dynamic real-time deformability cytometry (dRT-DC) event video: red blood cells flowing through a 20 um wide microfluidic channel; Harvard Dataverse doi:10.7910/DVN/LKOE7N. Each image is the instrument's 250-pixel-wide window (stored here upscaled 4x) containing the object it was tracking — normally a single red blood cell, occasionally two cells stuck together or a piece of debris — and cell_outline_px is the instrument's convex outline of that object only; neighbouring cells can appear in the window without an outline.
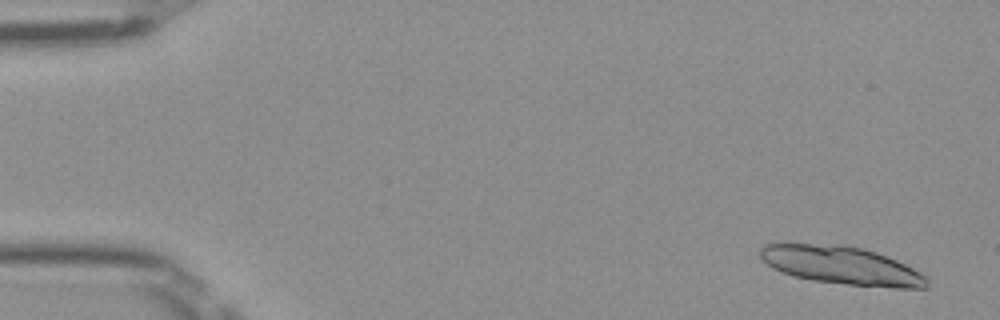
{"species": "Egyptian fruit bat (a non-hibernating species)", "species_latin": "Rousettus aegyptiacus", "temperature_condition": "room temperature", "stored_images_in_passage": 33, "camera_frame_rate_fps": 3000, "um_per_image_px": 0.085, "frame": {"image": 1, "passage_image": 3, "time_ms": 0.667, "image_size_px": [1000, 320], "cell_outline_px": [[928, 288], [896, 288], [848, 284], [812, 280], [796, 276], [772, 268], [760, 256], [760, 248], [764, 244], [784, 240], [788, 240], [840, 244], [864, 248], [876, 252], [896, 260], [928, 276]], "centroid_in_image_um": [71.46, 22.5], "position_along_channel_um": 13.5, "area_um2": 37.92}}
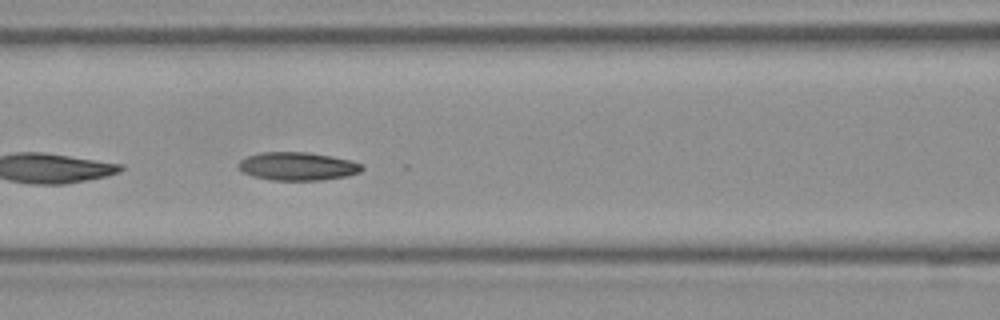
{"frame": {"image": 2, "passage_image": 23, "time_ms": 7.333, "image_size_px": [1000, 320], "cell_outline_px": [[364, 168], [360, 172], [348, 176], [320, 180], [272, 180], [252, 176], [244, 172], [240, 168], [240, 160], [248, 156], [260, 152], [308, 152], [332, 156], [352, 160], [364, 164]], "centroid_in_image_um": [25.36, 14.13], "position_along_channel_um": 141.2, "area_um2": 20.35}}
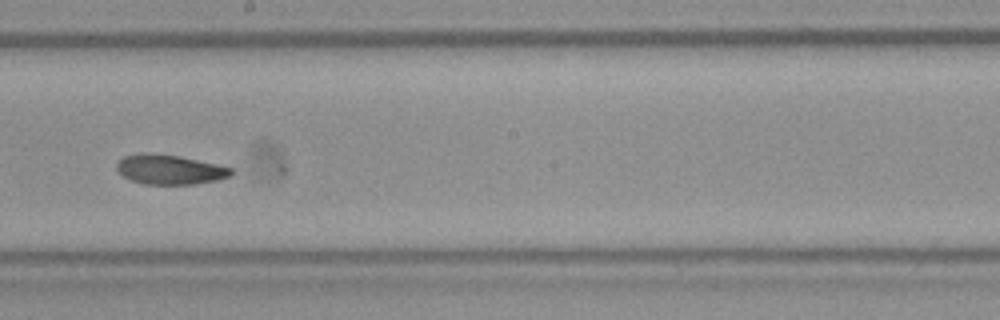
{"frame": {"image": 3, "passage_image": 30, "time_ms": 9.667, "image_size_px": [1000, 320], "cell_outline_px": [[232, 176], [216, 180], [196, 184], [144, 184], [132, 180], [124, 176], [116, 168], [116, 164], [124, 156], [144, 152], [148, 152], [180, 156], [216, 164], [232, 168]], "centroid_in_image_um": [14.43, 14.4], "position_along_channel_um": 233.8, "area_um2": 19.71}}